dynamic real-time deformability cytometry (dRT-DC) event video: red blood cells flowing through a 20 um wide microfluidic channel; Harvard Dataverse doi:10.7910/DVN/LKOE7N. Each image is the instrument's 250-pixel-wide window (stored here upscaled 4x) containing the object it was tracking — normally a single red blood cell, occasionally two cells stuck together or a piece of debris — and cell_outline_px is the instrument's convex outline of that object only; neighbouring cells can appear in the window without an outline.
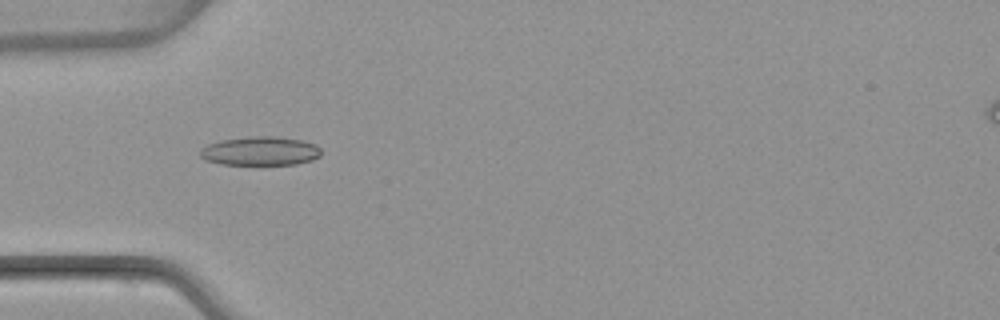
{"species": "common noctule bat (a hibernating species)", "species_latin": "Nyctalus noctula", "temperature_condition": "warm", "stored_images_in_passage": 2, "camera_frame_rate_fps": 3000, "um_per_image_px": 0.085, "animal": {"sex": "female", "body_mass_g": 22.7, "forearm_length_mm": 54.2}, "frame": {"image": 1, "passage_image": 1, "time_ms": 0.0, "image_size_px": [1000, 320], "cell_outline_px": [[320, 156], [312, 160], [296, 164], [220, 164], [204, 160], [200, 156], [200, 148], [208, 144], [220, 140], [252, 136], [276, 136], [304, 140], [316, 144], [320, 148]], "centroid_in_image_um": [22.12, 12.83], "position_along_channel_um": 62.9, "area_um2": 20.52}}
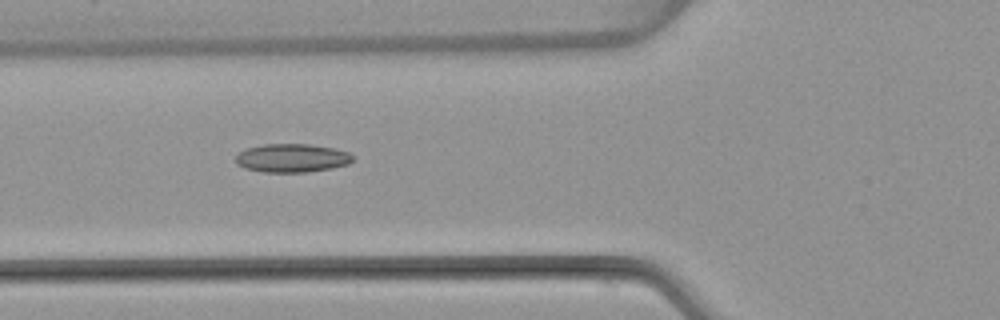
{"frame": {"image": 2, "passage_image": 2, "time_ms": 1.0, "image_size_px": [1000, 320], "cell_outline_px": [[352, 160], [348, 164], [332, 168], [304, 172], [264, 172], [244, 168], [236, 164], [236, 156], [240, 152], [248, 148], [264, 144], [312, 144], [336, 148], [348, 152], [352, 156]], "centroid_in_image_um": [24.82, 13.43], "position_along_channel_um": 101.0, "area_um2": 19.42}}